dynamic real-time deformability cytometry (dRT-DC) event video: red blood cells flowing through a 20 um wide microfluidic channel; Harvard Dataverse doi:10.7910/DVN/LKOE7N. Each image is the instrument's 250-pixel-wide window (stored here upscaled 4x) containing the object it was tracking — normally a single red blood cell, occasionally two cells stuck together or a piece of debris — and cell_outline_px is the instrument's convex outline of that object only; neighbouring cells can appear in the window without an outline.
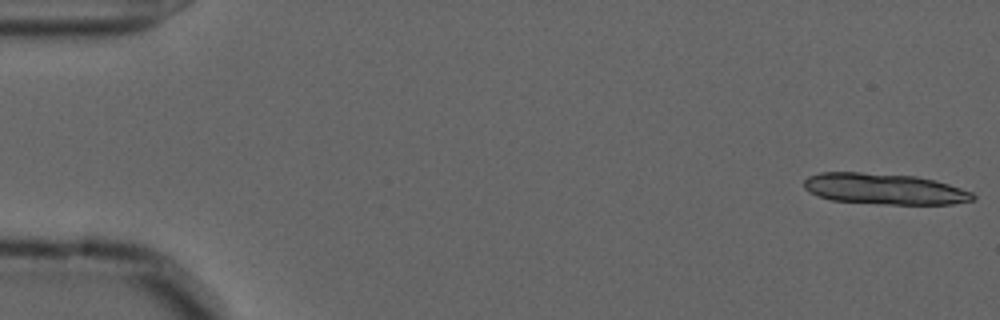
{"species": "common noctule bat (a hibernating species)", "species_latin": "Nyctalus noctula", "temperature_condition": "cold", "stored_images_in_passage": 14, "camera_frame_rate_fps": 3000, "um_per_image_px": 0.085, "animal": {"sex": "male", "forearm_length_mm": 52.5}, "frame": {"image": 1, "passage_image": 1, "time_ms": 0.0, "image_size_px": [1000, 320], "cell_outline_px": [[976, 200], [952, 204], [876, 204], [832, 200], [808, 192], [804, 188], [804, 180], [808, 176], [820, 172], [860, 172], [916, 176], [936, 180], [972, 192], [976, 196]], "centroid_in_image_um": [75.18, 16.06], "position_along_channel_um": 9.8, "area_um2": 30.69}}